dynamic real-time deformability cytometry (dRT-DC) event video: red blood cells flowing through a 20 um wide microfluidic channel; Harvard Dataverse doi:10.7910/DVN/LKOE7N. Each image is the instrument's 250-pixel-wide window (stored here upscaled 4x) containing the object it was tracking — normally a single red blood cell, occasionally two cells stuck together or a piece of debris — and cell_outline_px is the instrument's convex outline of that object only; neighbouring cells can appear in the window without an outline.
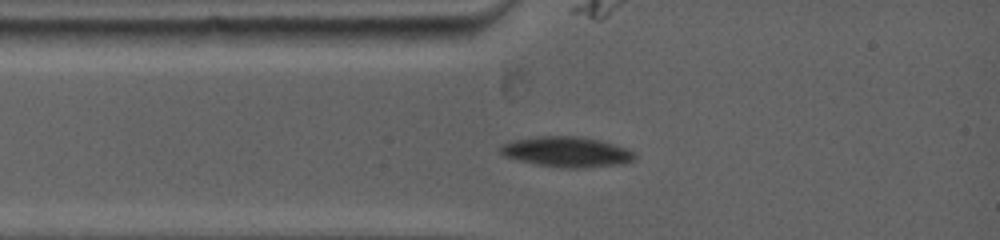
{"species": "common noctule bat (a hibernating species)", "species_latin": "Nyctalus noctula", "temperature_condition": "warm", "stored_images_in_passage": 5, "camera_frame_rate_fps": 5000, "um_per_image_px": 0.085, "animal": {"sex": "female", "body_mass_g": 19.0, "forearm_length_mm": 53.3}, "frame": {"image": 1, "passage_image": 1, "time_ms": 0.0, "image_size_px": [1000, 240], "cell_outline_px": [[636, 160], [624, 164], [584, 168], [564, 168], [536, 164], [504, 156], [500, 152], [500, 144], [512, 140], [536, 136], [576, 136], [600, 140], [628, 148], [636, 156]], "centroid_in_image_um": [48.19, 12.91], "position_along_channel_um": 36.8, "area_um2": 23.93}}
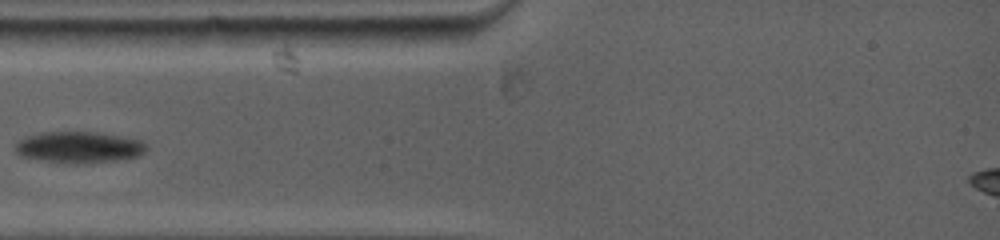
{"frame": {"image": 2, "passage_image": 3, "time_ms": 1.2, "image_size_px": [1000, 240], "cell_outline_px": [[148, 148], [140, 156], [116, 160], [76, 164], [72, 164], [44, 160], [20, 156], [16, 152], [16, 144], [24, 136], [44, 132], [104, 132], [140, 140], [148, 144]], "centroid_in_image_um": [6.75, 12.5], "position_along_channel_um": 78.2, "area_um2": 24.1}}